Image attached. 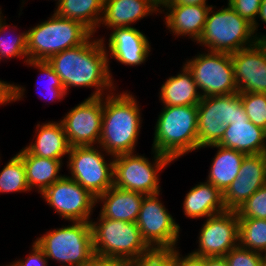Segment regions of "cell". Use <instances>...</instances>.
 Listing matches in <instances>:
<instances>
[{
    "label": "cell",
    "instance_id": "cell-1",
    "mask_svg": "<svg viewBox=\"0 0 266 266\" xmlns=\"http://www.w3.org/2000/svg\"><path fill=\"white\" fill-rule=\"evenodd\" d=\"M91 38L90 36L83 44L54 54L47 60L60 77L66 93L71 86L95 87L96 91L90 97H101L105 95V90L109 94L115 91L105 40L101 38L92 41Z\"/></svg>",
    "mask_w": 266,
    "mask_h": 266
},
{
    "label": "cell",
    "instance_id": "cell-2",
    "mask_svg": "<svg viewBox=\"0 0 266 266\" xmlns=\"http://www.w3.org/2000/svg\"><path fill=\"white\" fill-rule=\"evenodd\" d=\"M113 93L104 96L98 149L115 157L134 153L142 120L139 104L130 92Z\"/></svg>",
    "mask_w": 266,
    "mask_h": 266
},
{
    "label": "cell",
    "instance_id": "cell-3",
    "mask_svg": "<svg viewBox=\"0 0 266 266\" xmlns=\"http://www.w3.org/2000/svg\"><path fill=\"white\" fill-rule=\"evenodd\" d=\"M158 115L152 149L172 161L198 149V106H164Z\"/></svg>",
    "mask_w": 266,
    "mask_h": 266
},
{
    "label": "cell",
    "instance_id": "cell-4",
    "mask_svg": "<svg viewBox=\"0 0 266 266\" xmlns=\"http://www.w3.org/2000/svg\"><path fill=\"white\" fill-rule=\"evenodd\" d=\"M27 32L28 60L47 61L52 55L83 44L93 33L81 22L61 18L55 12L51 18Z\"/></svg>",
    "mask_w": 266,
    "mask_h": 266
},
{
    "label": "cell",
    "instance_id": "cell-5",
    "mask_svg": "<svg viewBox=\"0 0 266 266\" xmlns=\"http://www.w3.org/2000/svg\"><path fill=\"white\" fill-rule=\"evenodd\" d=\"M227 6L214 12L211 5L207 13L203 33L197 42L208 47L207 51L231 54L254 45L260 39L252 24L229 4Z\"/></svg>",
    "mask_w": 266,
    "mask_h": 266
},
{
    "label": "cell",
    "instance_id": "cell-6",
    "mask_svg": "<svg viewBox=\"0 0 266 266\" xmlns=\"http://www.w3.org/2000/svg\"><path fill=\"white\" fill-rule=\"evenodd\" d=\"M35 242L48 260H56L62 266H86L95 256L90 222H73L50 230Z\"/></svg>",
    "mask_w": 266,
    "mask_h": 266
},
{
    "label": "cell",
    "instance_id": "cell-7",
    "mask_svg": "<svg viewBox=\"0 0 266 266\" xmlns=\"http://www.w3.org/2000/svg\"><path fill=\"white\" fill-rule=\"evenodd\" d=\"M99 217L98 222H90L95 255L133 260L151 250L135 222Z\"/></svg>",
    "mask_w": 266,
    "mask_h": 266
},
{
    "label": "cell",
    "instance_id": "cell-8",
    "mask_svg": "<svg viewBox=\"0 0 266 266\" xmlns=\"http://www.w3.org/2000/svg\"><path fill=\"white\" fill-rule=\"evenodd\" d=\"M153 153V164L148 158L134 153L113 157V186L144 195L160 193L158 173L172 160L154 150Z\"/></svg>",
    "mask_w": 266,
    "mask_h": 266
},
{
    "label": "cell",
    "instance_id": "cell-9",
    "mask_svg": "<svg viewBox=\"0 0 266 266\" xmlns=\"http://www.w3.org/2000/svg\"><path fill=\"white\" fill-rule=\"evenodd\" d=\"M198 149L217 144L227 125L237 119H249L238 93L202 97L198 103Z\"/></svg>",
    "mask_w": 266,
    "mask_h": 266
},
{
    "label": "cell",
    "instance_id": "cell-10",
    "mask_svg": "<svg viewBox=\"0 0 266 266\" xmlns=\"http://www.w3.org/2000/svg\"><path fill=\"white\" fill-rule=\"evenodd\" d=\"M185 65L192 72L202 97L238 93L230 53L211 52L198 54Z\"/></svg>",
    "mask_w": 266,
    "mask_h": 266
},
{
    "label": "cell",
    "instance_id": "cell-11",
    "mask_svg": "<svg viewBox=\"0 0 266 266\" xmlns=\"http://www.w3.org/2000/svg\"><path fill=\"white\" fill-rule=\"evenodd\" d=\"M95 146L71 147L68 168L71 179L88 190L94 197L105 193L113 186V160L108 163ZM103 154V155H102Z\"/></svg>",
    "mask_w": 266,
    "mask_h": 266
},
{
    "label": "cell",
    "instance_id": "cell-12",
    "mask_svg": "<svg viewBox=\"0 0 266 266\" xmlns=\"http://www.w3.org/2000/svg\"><path fill=\"white\" fill-rule=\"evenodd\" d=\"M159 194L144 197L135 223L142 239L151 249H174L179 238L180 226L159 201Z\"/></svg>",
    "mask_w": 266,
    "mask_h": 266
},
{
    "label": "cell",
    "instance_id": "cell-13",
    "mask_svg": "<svg viewBox=\"0 0 266 266\" xmlns=\"http://www.w3.org/2000/svg\"><path fill=\"white\" fill-rule=\"evenodd\" d=\"M41 195L62 218L70 222L92 221L96 197L69 176L64 175Z\"/></svg>",
    "mask_w": 266,
    "mask_h": 266
},
{
    "label": "cell",
    "instance_id": "cell-14",
    "mask_svg": "<svg viewBox=\"0 0 266 266\" xmlns=\"http://www.w3.org/2000/svg\"><path fill=\"white\" fill-rule=\"evenodd\" d=\"M104 96L88 97L61 120L71 147L99 144Z\"/></svg>",
    "mask_w": 266,
    "mask_h": 266
},
{
    "label": "cell",
    "instance_id": "cell-15",
    "mask_svg": "<svg viewBox=\"0 0 266 266\" xmlns=\"http://www.w3.org/2000/svg\"><path fill=\"white\" fill-rule=\"evenodd\" d=\"M199 248L192 254L201 257H224L238 246L237 211L226 210L207 218L199 233Z\"/></svg>",
    "mask_w": 266,
    "mask_h": 266
},
{
    "label": "cell",
    "instance_id": "cell-16",
    "mask_svg": "<svg viewBox=\"0 0 266 266\" xmlns=\"http://www.w3.org/2000/svg\"><path fill=\"white\" fill-rule=\"evenodd\" d=\"M239 93H266V40L231 53Z\"/></svg>",
    "mask_w": 266,
    "mask_h": 266
},
{
    "label": "cell",
    "instance_id": "cell-17",
    "mask_svg": "<svg viewBox=\"0 0 266 266\" xmlns=\"http://www.w3.org/2000/svg\"><path fill=\"white\" fill-rule=\"evenodd\" d=\"M106 50L111 57L124 65L138 66L145 62L151 50L146 36L135 27L112 29Z\"/></svg>",
    "mask_w": 266,
    "mask_h": 266
},
{
    "label": "cell",
    "instance_id": "cell-18",
    "mask_svg": "<svg viewBox=\"0 0 266 266\" xmlns=\"http://www.w3.org/2000/svg\"><path fill=\"white\" fill-rule=\"evenodd\" d=\"M266 130L254 125L249 119H237L227 125L217 145L242 152L246 155L266 153Z\"/></svg>",
    "mask_w": 266,
    "mask_h": 266
},
{
    "label": "cell",
    "instance_id": "cell-19",
    "mask_svg": "<svg viewBox=\"0 0 266 266\" xmlns=\"http://www.w3.org/2000/svg\"><path fill=\"white\" fill-rule=\"evenodd\" d=\"M167 10L166 27L176 36L188 35L198 42L205 26L207 13L211 6L207 5H163ZM169 12V13H168Z\"/></svg>",
    "mask_w": 266,
    "mask_h": 266
},
{
    "label": "cell",
    "instance_id": "cell-20",
    "mask_svg": "<svg viewBox=\"0 0 266 266\" xmlns=\"http://www.w3.org/2000/svg\"><path fill=\"white\" fill-rule=\"evenodd\" d=\"M156 11L162 12L151 0H104L100 26L103 24L111 29L131 27L134 22Z\"/></svg>",
    "mask_w": 266,
    "mask_h": 266
},
{
    "label": "cell",
    "instance_id": "cell-21",
    "mask_svg": "<svg viewBox=\"0 0 266 266\" xmlns=\"http://www.w3.org/2000/svg\"><path fill=\"white\" fill-rule=\"evenodd\" d=\"M145 196L112 186L96 198V203H103L99 215L113 220L136 222Z\"/></svg>",
    "mask_w": 266,
    "mask_h": 266
},
{
    "label": "cell",
    "instance_id": "cell-22",
    "mask_svg": "<svg viewBox=\"0 0 266 266\" xmlns=\"http://www.w3.org/2000/svg\"><path fill=\"white\" fill-rule=\"evenodd\" d=\"M36 128L35 142L25 147L32 155L62 160L61 157L69 154L71 146L61 121H50L42 125L38 123Z\"/></svg>",
    "mask_w": 266,
    "mask_h": 266
},
{
    "label": "cell",
    "instance_id": "cell-23",
    "mask_svg": "<svg viewBox=\"0 0 266 266\" xmlns=\"http://www.w3.org/2000/svg\"><path fill=\"white\" fill-rule=\"evenodd\" d=\"M184 215L189 218H203L226 211L223 193L209 182H200L185 196Z\"/></svg>",
    "mask_w": 266,
    "mask_h": 266
},
{
    "label": "cell",
    "instance_id": "cell-24",
    "mask_svg": "<svg viewBox=\"0 0 266 266\" xmlns=\"http://www.w3.org/2000/svg\"><path fill=\"white\" fill-rule=\"evenodd\" d=\"M159 93L164 106L198 105L202 99L193 74L185 64L181 73L162 84Z\"/></svg>",
    "mask_w": 266,
    "mask_h": 266
},
{
    "label": "cell",
    "instance_id": "cell-25",
    "mask_svg": "<svg viewBox=\"0 0 266 266\" xmlns=\"http://www.w3.org/2000/svg\"><path fill=\"white\" fill-rule=\"evenodd\" d=\"M17 155L22 159L26 171V179L30 190L34 187L42 194L49 186L61 179L58 175L62 160L41 158L32 155L26 148H22Z\"/></svg>",
    "mask_w": 266,
    "mask_h": 266
},
{
    "label": "cell",
    "instance_id": "cell-26",
    "mask_svg": "<svg viewBox=\"0 0 266 266\" xmlns=\"http://www.w3.org/2000/svg\"><path fill=\"white\" fill-rule=\"evenodd\" d=\"M205 147L217 148V154L210 166L207 182L224 193L231 183L238 177L242 161L246 154L234 149L212 144Z\"/></svg>",
    "mask_w": 266,
    "mask_h": 266
},
{
    "label": "cell",
    "instance_id": "cell-27",
    "mask_svg": "<svg viewBox=\"0 0 266 266\" xmlns=\"http://www.w3.org/2000/svg\"><path fill=\"white\" fill-rule=\"evenodd\" d=\"M57 5L58 16L81 22L93 34L100 26L104 0H61Z\"/></svg>",
    "mask_w": 266,
    "mask_h": 266
},
{
    "label": "cell",
    "instance_id": "cell-28",
    "mask_svg": "<svg viewBox=\"0 0 266 266\" xmlns=\"http://www.w3.org/2000/svg\"><path fill=\"white\" fill-rule=\"evenodd\" d=\"M238 245L242 248L266 252V219L239 218Z\"/></svg>",
    "mask_w": 266,
    "mask_h": 266
},
{
    "label": "cell",
    "instance_id": "cell-29",
    "mask_svg": "<svg viewBox=\"0 0 266 266\" xmlns=\"http://www.w3.org/2000/svg\"><path fill=\"white\" fill-rule=\"evenodd\" d=\"M30 191L26 179L25 166L16 154L0 172V193Z\"/></svg>",
    "mask_w": 266,
    "mask_h": 266
},
{
    "label": "cell",
    "instance_id": "cell-30",
    "mask_svg": "<svg viewBox=\"0 0 266 266\" xmlns=\"http://www.w3.org/2000/svg\"><path fill=\"white\" fill-rule=\"evenodd\" d=\"M266 181L235 179L223 193L226 210L237 211Z\"/></svg>",
    "mask_w": 266,
    "mask_h": 266
},
{
    "label": "cell",
    "instance_id": "cell-31",
    "mask_svg": "<svg viewBox=\"0 0 266 266\" xmlns=\"http://www.w3.org/2000/svg\"><path fill=\"white\" fill-rule=\"evenodd\" d=\"M1 15L2 10L0 9V61L4 57L6 59L22 57L25 58L24 62H27V32L20 33L16 37L14 36V39L10 37L8 38L5 36V30L10 26L6 25L5 19L2 18ZM2 33H4L5 37L1 35Z\"/></svg>",
    "mask_w": 266,
    "mask_h": 266
},
{
    "label": "cell",
    "instance_id": "cell-32",
    "mask_svg": "<svg viewBox=\"0 0 266 266\" xmlns=\"http://www.w3.org/2000/svg\"><path fill=\"white\" fill-rule=\"evenodd\" d=\"M249 120L266 130V93H239Z\"/></svg>",
    "mask_w": 266,
    "mask_h": 266
},
{
    "label": "cell",
    "instance_id": "cell-33",
    "mask_svg": "<svg viewBox=\"0 0 266 266\" xmlns=\"http://www.w3.org/2000/svg\"><path fill=\"white\" fill-rule=\"evenodd\" d=\"M236 179L266 181V153L246 155Z\"/></svg>",
    "mask_w": 266,
    "mask_h": 266
},
{
    "label": "cell",
    "instance_id": "cell-34",
    "mask_svg": "<svg viewBox=\"0 0 266 266\" xmlns=\"http://www.w3.org/2000/svg\"><path fill=\"white\" fill-rule=\"evenodd\" d=\"M27 65L38 68V70L43 75L46 76L48 81H50L49 85L47 87V89H48L47 91L49 93L48 94L49 98L47 100H50V101L59 100L60 101L61 99H63L64 96H66L65 94H67V93L63 87V84L60 80V77L56 74L53 67L47 61L28 60Z\"/></svg>",
    "mask_w": 266,
    "mask_h": 266
},
{
    "label": "cell",
    "instance_id": "cell-35",
    "mask_svg": "<svg viewBox=\"0 0 266 266\" xmlns=\"http://www.w3.org/2000/svg\"><path fill=\"white\" fill-rule=\"evenodd\" d=\"M238 218L266 219V184L237 210Z\"/></svg>",
    "mask_w": 266,
    "mask_h": 266
},
{
    "label": "cell",
    "instance_id": "cell-36",
    "mask_svg": "<svg viewBox=\"0 0 266 266\" xmlns=\"http://www.w3.org/2000/svg\"><path fill=\"white\" fill-rule=\"evenodd\" d=\"M224 258L228 266H264V254L239 245L230 250Z\"/></svg>",
    "mask_w": 266,
    "mask_h": 266
},
{
    "label": "cell",
    "instance_id": "cell-37",
    "mask_svg": "<svg viewBox=\"0 0 266 266\" xmlns=\"http://www.w3.org/2000/svg\"><path fill=\"white\" fill-rule=\"evenodd\" d=\"M131 266H173V249H151L131 260Z\"/></svg>",
    "mask_w": 266,
    "mask_h": 266
},
{
    "label": "cell",
    "instance_id": "cell-38",
    "mask_svg": "<svg viewBox=\"0 0 266 266\" xmlns=\"http://www.w3.org/2000/svg\"><path fill=\"white\" fill-rule=\"evenodd\" d=\"M262 0H228V3L241 17L252 24L254 33L258 31V22L255 20L258 15Z\"/></svg>",
    "mask_w": 266,
    "mask_h": 266
},
{
    "label": "cell",
    "instance_id": "cell-39",
    "mask_svg": "<svg viewBox=\"0 0 266 266\" xmlns=\"http://www.w3.org/2000/svg\"><path fill=\"white\" fill-rule=\"evenodd\" d=\"M24 88L25 87L22 88L19 85L0 80V105L22 99V97H24Z\"/></svg>",
    "mask_w": 266,
    "mask_h": 266
},
{
    "label": "cell",
    "instance_id": "cell-40",
    "mask_svg": "<svg viewBox=\"0 0 266 266\" xmlns=\"http://www.w3.org/2000/svg\"><path fill=\"white\" fill-rule=\"evenodd\" d=\"M44 251L34 241L32 250L25 260H17L12 262V266H47L48 261Z\"/></svg>",
    "mask_w": 266,
    "mask_h": 266
},
{
    "label": "cell",
    "instance_id": "cell-41",
    "mask_svg": "<svg viewBox=\"0 0 266 266\" xmlns=\"http://www.w3.org/2000/svg\"><path fill=\"white\" fill-rule=\"evenodd\" d=\"M179 250L173 249V266H204V257L196 256L192 253L185 257H180Z\"/></svg>",
    "mask_w": 266,
    "mask_h": 266
},
{
    "label": "cell",
    "instance_id": "cell-42",
    "mask_svg": "<svg viewBox=\"0 0 266 266\" xmlns=\"http://www.w3.org/2000/svg\"><path fill=\"white\" fill-rule=\"evenodd\" d=\"M86 266H131V260L123 258H106L95 255Z\"/></svg>",
    "mask_w": 266,
    "mask_h": 266
},
{
    "label": "cell",
    "instance_id": "cell-43",
    "mask_svg": "<svg viewBox=\"0 0 266 266\" xmlns=\"http://www.w3.org/2000/svg\"><path fill=\"white\" fill-rule=\"evenodd\" d=\"M204 266H228L224 257H204Z\"/></svg>",
    "mask_w": 266,
    "mask_h": 266
},
{
    "label": "cell",
    "instance_id": "cell-44",
    "mask_svg": "<svg viewBox=\"0 0 266 266\" xmlns=\"http://www.w3.org/2000/svg\"><path fill=\"white\" fill-rule=\"evenodd\" d=\"M206 0H168L164 5H206Z\"/></svg>",
    "mask_w": 266,
    "mask_h": 266
},
{
    "label": "cell",
    "instance_id": "cell-45",
    "mask_svg": "<svg viewBox=\"0 0 266 266\" xmlns=\"http://www.w3.org/2000/svg\"><path fill=\"white\" fill-rule=\"evenodd\" d=\"M257 17H259L262 22L266 23V0L261 1Z\"/></svg>",
    "mask_w": 266,
    "mask_h": 266
},
{
    "label": "cell",
    "instance_id": "cell-46",
    "mask_svg": "<svg viewBox=\"0 0 266 266\" xmlns=\"http://www.w3.org/2000/svg\"><path fill=\"white\" fill-rule=\"evenodd\" d=\"M151 1L161 8V6H163L168 0H151Z\"/></svg>",
    "mask_w": 266,
    "mask_h": 266
},
{
    "label": "cell",
    "instance_id": "cell-47",
    "mask_svg": "<svg viewBox=\"0 0 266 266\" xmlns=\"http://www.w3.org/2000/svg\"><path fill=\"white\" fill-rule=\"evenodd\" d=\"M258 37L260 38V39H265L266 40V34L265 35H258Z\"/></svg>",
    "mask_w": 266,
    "mask_h": 266
},
{
    "label": "cell",
    "instance_id": "cell-48",
    "mask_svg": "<svg viewBox=\"0 0 266 266\" xmlns=\"http://www.w3.org/2000/svg\"><path fill=\"white\" fill-rule=\"evenodd\" d=\"M264 266H266V252L264 254Z\"/></svg>",
    "mask_w": 266,
    "mask_h": 266
}]
</instances>
